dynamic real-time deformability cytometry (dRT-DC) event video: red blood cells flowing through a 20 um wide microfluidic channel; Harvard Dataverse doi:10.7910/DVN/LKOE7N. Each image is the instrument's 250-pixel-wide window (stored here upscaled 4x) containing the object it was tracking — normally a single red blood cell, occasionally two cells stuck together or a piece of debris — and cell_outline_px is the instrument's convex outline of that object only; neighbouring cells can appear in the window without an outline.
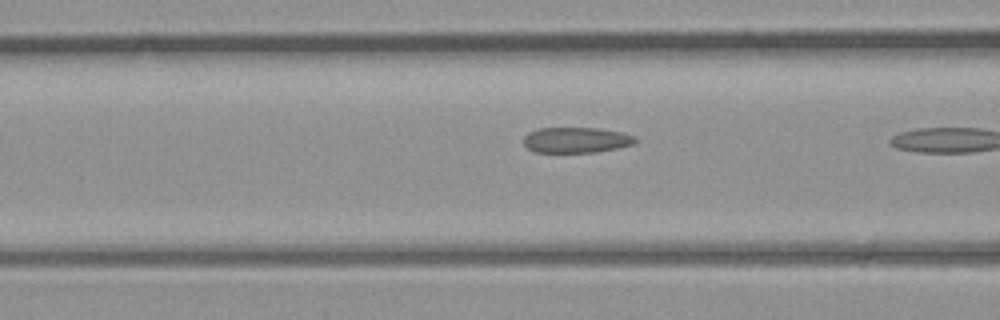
{"species": "common noctule bat (a hibernating species)", "species_latin": "Nyctalus noctula", "temperature_condition": "room temperature", "stored_images_in_passage": 5, "camera_frame_rate_fps": 3000, "um_per_image_px": 0.085, "animal": {"sex": "male", "body_mass_g": 23.1, "forearm_length_mm": 52.7}, "frame": {"image": 1, "passage_image": 4, "time_ms": 1.0, "image_size_px": [1000, 320], "cell_outline_px": [[636, 144], [596, 152], [536, 152], [528, 148], [524, 144], [524, 136], [528, 132], [540, 128], [596, 128], [620, 132], [636, 136]], "centroid_in_image_um": [48.98, 11.9], "position_along_channel_um": 117.6, "area_um2": 16.59}}